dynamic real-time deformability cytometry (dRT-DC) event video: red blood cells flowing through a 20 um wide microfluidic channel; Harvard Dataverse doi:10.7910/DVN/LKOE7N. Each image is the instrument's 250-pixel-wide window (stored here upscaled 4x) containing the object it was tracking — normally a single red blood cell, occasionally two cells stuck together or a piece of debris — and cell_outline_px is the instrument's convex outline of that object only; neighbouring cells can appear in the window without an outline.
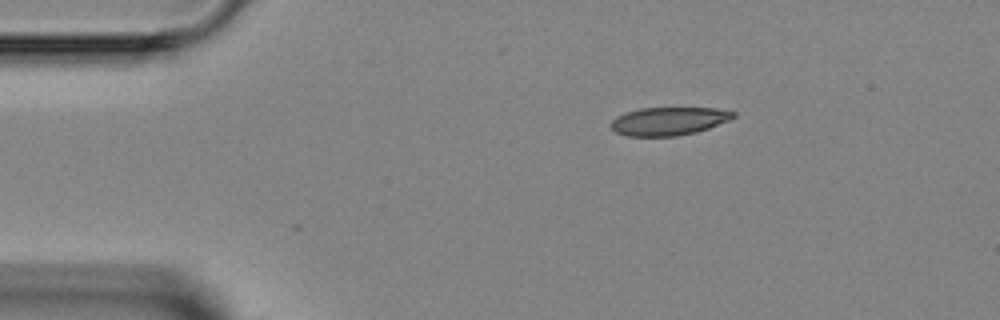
{"species": "Egyptian fruit bat (a non-hibernating species)", "species_latin": "Rousettus aegyptiacus", "temperature_condition": "room temperature", "stored_images_in_passage": 4, "camera_frame_rate_fps": 3000, "um_per_image_px": 0.085, "animal": {"sex": "female"}, "frame": {"image": 1, "passage_image": 4, "time_ms": 5.333, "image_size_px": [1000, 320], "cell_outline_px": [[736, 116], [728, 120], [708, 128], [696, 132], [676, 136], [628, 136], [616, 132], [608, 124], [616, 116], [640, 108], [716, 108], [736, 112]], "centroid_in_image_um": [56.82, 10.29], "position_along_channel_um": 28.2, "area_um2": 20.0}}